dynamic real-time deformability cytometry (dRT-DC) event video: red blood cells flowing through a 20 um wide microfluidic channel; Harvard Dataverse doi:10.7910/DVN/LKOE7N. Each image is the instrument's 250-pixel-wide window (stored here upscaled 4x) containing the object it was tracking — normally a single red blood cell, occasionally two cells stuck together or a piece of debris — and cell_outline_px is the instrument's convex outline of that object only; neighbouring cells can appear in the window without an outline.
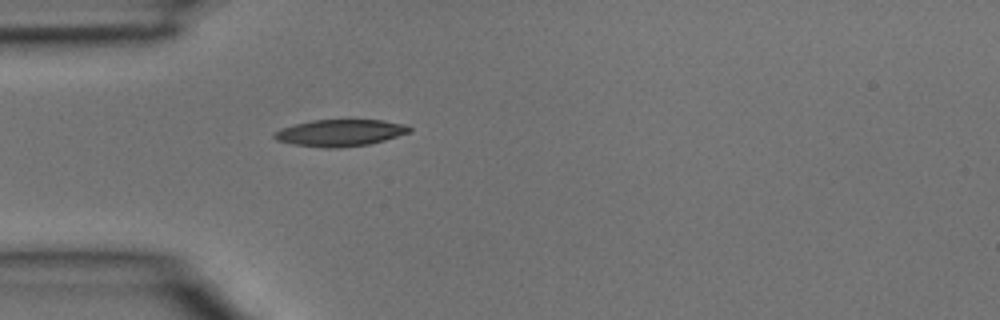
{"species": "common noctule bat (a hibernating species)", "species_latin": "Nyctalus noctula", "temperature_condition": "room temperature", "stored_images_in_passage": 1, "camera_frame_rate_fps": 3000, "um_per_image_px": 0.085, "animal": {"sex": "male", "body_mass_g": 15.6}, "frame": {"image": 1, "passage_image": 1, "time_ms": 0.0, "image_size_px": [1000, 320], "cell_outline_px": [[412, 132], [384, 140], [368, 144], [340, 148], [324, 148], [292, 144], [276, 140], [272, 136], [280, 128], [312, 120], [384, 120], [404, 124], [412, 128]], "centroid_in_image_um": [28.92, 11.29], "position_along_channel_um": 56.1, "area_um2": 21.1}}